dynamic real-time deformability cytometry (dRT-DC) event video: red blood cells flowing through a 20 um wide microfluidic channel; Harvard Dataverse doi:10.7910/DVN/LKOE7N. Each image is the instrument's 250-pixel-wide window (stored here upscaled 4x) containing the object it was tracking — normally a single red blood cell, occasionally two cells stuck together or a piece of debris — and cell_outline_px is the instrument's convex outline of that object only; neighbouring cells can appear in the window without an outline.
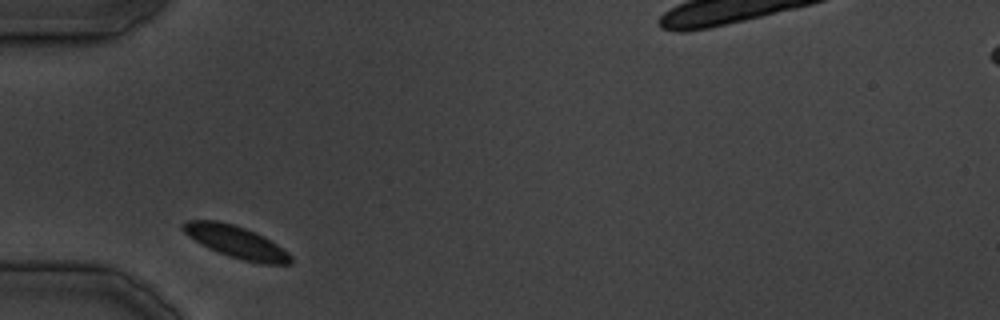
{"species": "common noctule bat (a hibernating species)", "species_latin": "Nyctalus noctula", "temperature_condition": "cold", "stored_images_in_passage": 23, "camera_frame_rate_fps": 3000, "um_per_image_px": 0.085, "animal": {"sex": "male", "body_mass_g": 19.5, "forearm_length_mm": 54.6}, "frame": {"image": 1, "passage_image": 1, "time_ms": 0.0, "image_size_px": [1000, 320], "cell_outline_px": [[292, 264], [264, 264], [244, 260], [220, 252], [188, 236], [180, 228], [188, 220], [216, 220], [232, 224], [256, 232], [264, 236], [288, 252], [292, 256]], "centroid_in_image_um": [20.12, 20.55], "position_along_channel_um": 64.9, "area_um2": 19.65}}